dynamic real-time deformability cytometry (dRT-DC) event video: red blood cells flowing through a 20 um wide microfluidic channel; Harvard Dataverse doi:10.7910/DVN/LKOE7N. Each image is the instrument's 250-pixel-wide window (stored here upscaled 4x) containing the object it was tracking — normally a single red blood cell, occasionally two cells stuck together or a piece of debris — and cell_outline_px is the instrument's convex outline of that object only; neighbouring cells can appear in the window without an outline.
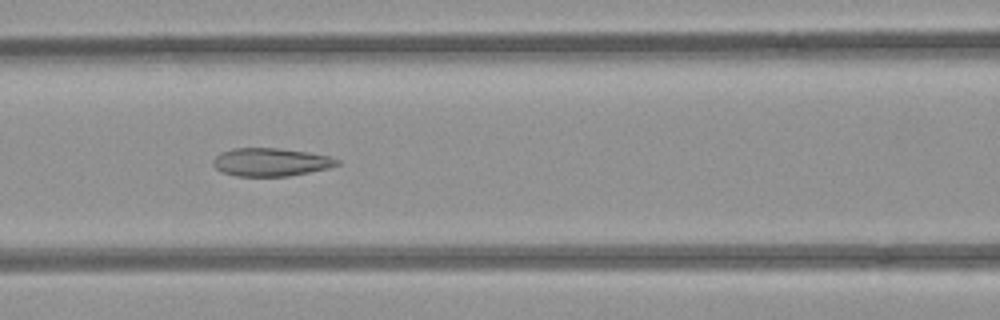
{"species": "common noctule bat (a hibernating species)", "species_latin": "Nyctalus noctula", "temperature_condition": "room temperature", "stored_images_in_passage": 35, "camera_frame_rate_fps": 3000, "um_per_image_px": 0.085, "animal": {"sex": "female", "body_mass_g": 21.9}, "frame": {"image": 1, "passage_image": 10, "time_ms": 3.0, "image_size_px": [1000, 320], "cell_outline_px": [[340, 164], [328, 168], [288, 176], [236, 176], [224, 172], [216, 168], [212, 164], [212, 160], [220, 152], [232, 148], [276, 148], [308, 152], [328, 156], [340, 160]], "centroid_in_image_um": [23.0, 13.77], "position_along_channel_um": 143.6, "area_um2": 20.23}}
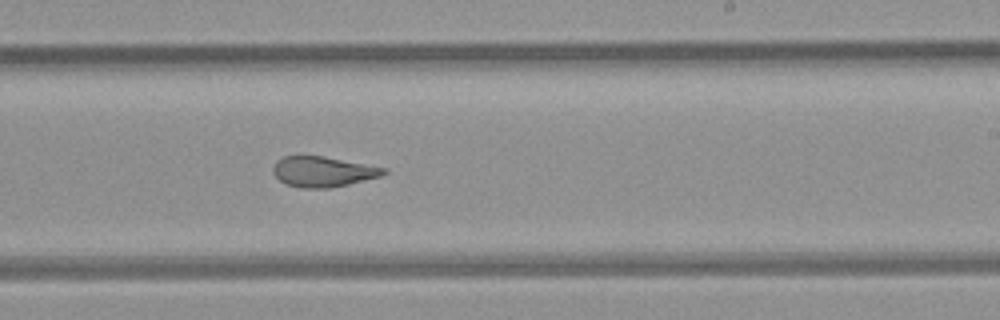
{"frame": {"image": 2, "passage_image": 19, "time_ms": 6.0, "image_size_px": [1000, 320], "cell_outline_px": [[388, 172], [380, 176], [348, 184], [328, 188], [300, 188], [284, 184], [272, 172], [272, 168], [276, 160], [284, 156], [300, 152], [304, 152], [388, 168]], "centroid_in_image_um": [27.39, 14.54], "position_along_channel_um": 261.6, "area_um2": 20.35}}
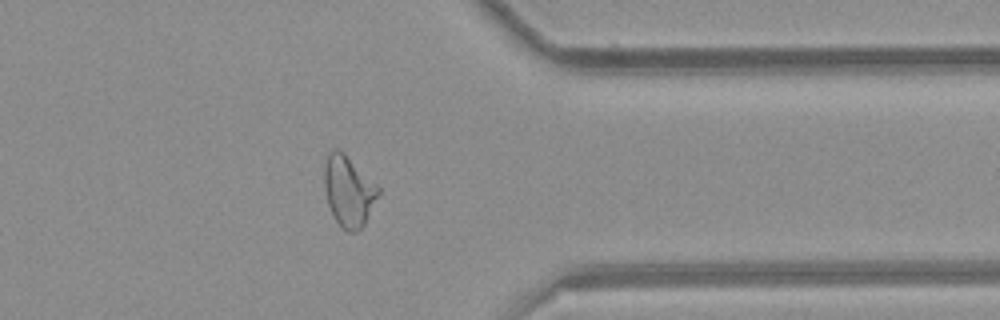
{"frame": {"image": 3, "passage_image": 29, "time_ms": 9.333, "image_size_px": [1000, 320], "cell_outline_px": [[380, 192], [364, 224], [356, 232], [348, 232], [332, 216], [328, 204], [324, 188], [324, 164], [328, 152], [332, 148], [336, 148], [344, 152], [380, 188]], "centroid_in_image_um": [29.6, 16.21], "position_along_channel_um": 381.8, "area_um2": 22.2}}